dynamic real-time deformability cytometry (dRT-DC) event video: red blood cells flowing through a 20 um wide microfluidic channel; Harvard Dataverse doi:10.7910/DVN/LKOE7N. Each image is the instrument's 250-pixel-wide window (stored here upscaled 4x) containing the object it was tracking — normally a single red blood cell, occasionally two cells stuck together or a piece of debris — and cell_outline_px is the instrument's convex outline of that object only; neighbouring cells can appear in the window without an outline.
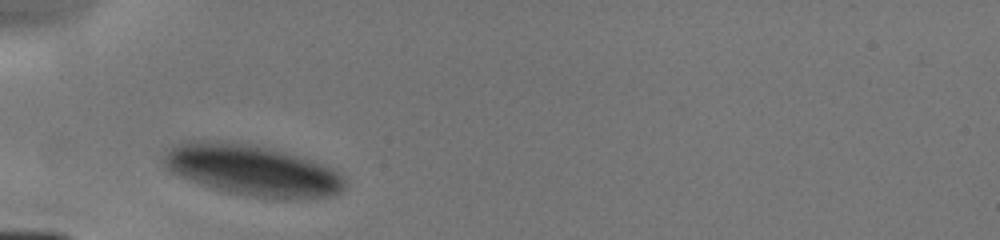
{"species": "human", "species_latin": "Homo sapiens", "temperature_condition": "cold", "stored_images_in_passage": 2, "camera_frame_rate_fps": 3000, "um_per_image_px": 0.085, "donor": {"sex": "male"}, "frame": {"image": 1, "passage_image": 1, "time_ms": 0.0, "image_size_px": [1000, 240], "cell_outline_px": [[344, 188], [336, 196], [284, 200], [248, 196], [228, 192], [168, 172], [160, 160], [168, 148], [188, 140], [220, 140], [252, 144], [284, 152], [312, 160], [332, 168], [340, 172], [344, 176]], "centroid_in_image_um": [21.44, 14.47], "position_along_channel_um": 63.6, "area_um2": 54.27}}